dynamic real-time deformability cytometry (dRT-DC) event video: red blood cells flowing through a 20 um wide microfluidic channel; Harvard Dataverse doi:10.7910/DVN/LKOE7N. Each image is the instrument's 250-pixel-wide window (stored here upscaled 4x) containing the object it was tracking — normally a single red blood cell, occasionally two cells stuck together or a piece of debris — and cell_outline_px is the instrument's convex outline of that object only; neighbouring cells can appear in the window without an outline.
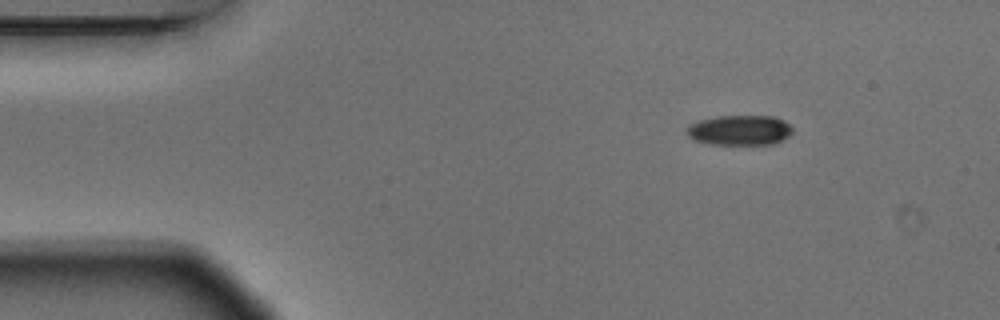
{"species": "Egyptian fruit bat (a non-hibernating species)", "species_latin": "Rousettus aegyptiacus", "temperature_condition": "warm", "stored_images_in_passage": 3, "camera_frame_rate_fps": 3000, "um_per_image_px": 0.085, "animal": {"sex": "male"}, "frame": {"image": 1, "passage_image": 1, "time_ms": 0.0, "image_size_px": [1000, 320], "cell_outline_px": [[792, 132], [788, 136], [772, 144], [708, 144], [696, 140], [688, 136], [688, 128], [692, 124], [700, 120], [716, 116], [772, 116], [784, 120], [792, 128]], "centroid_in_image_um": [62.89, 11.06], "position_along_channel_um": 22.1, "area_um2": 18.26}}